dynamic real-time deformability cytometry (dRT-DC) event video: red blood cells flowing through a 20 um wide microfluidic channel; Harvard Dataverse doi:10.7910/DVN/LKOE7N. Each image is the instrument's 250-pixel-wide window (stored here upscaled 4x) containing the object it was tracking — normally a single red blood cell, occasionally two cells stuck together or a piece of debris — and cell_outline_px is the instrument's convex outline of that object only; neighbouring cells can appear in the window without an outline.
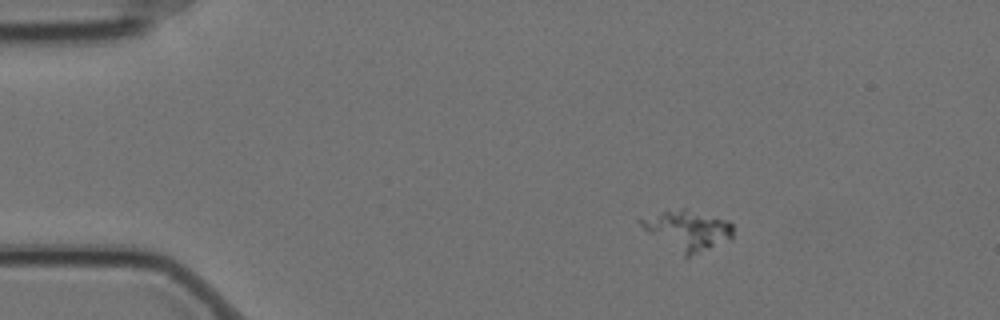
{"species": "Egyptian fruit bat (a non-hibernating species)", "species_latin": "Rousettus aegyptiacus", "temperature_condition": "cold", "stored_images_in_passage": 5, "camera_frame_rate_fps": 3000, "um_per_image_px": 0.085, "animal": {"sex": "female"}, "frame": {"image": 1, "passage_image": 3, "time_ms": 0.667, "image_size_px": [1000, 320], "cell_outline_px": [[732, 240], [688, 256], [684, 256], [648, 232], [636, 220], [664, 212], [680, 208], [684, 208], [728, 220], [732, 224]], "centroid_in_image_um": [58.5, 19.56], "position_along_channel_um": 26.5, "area_um2": 20.87}}